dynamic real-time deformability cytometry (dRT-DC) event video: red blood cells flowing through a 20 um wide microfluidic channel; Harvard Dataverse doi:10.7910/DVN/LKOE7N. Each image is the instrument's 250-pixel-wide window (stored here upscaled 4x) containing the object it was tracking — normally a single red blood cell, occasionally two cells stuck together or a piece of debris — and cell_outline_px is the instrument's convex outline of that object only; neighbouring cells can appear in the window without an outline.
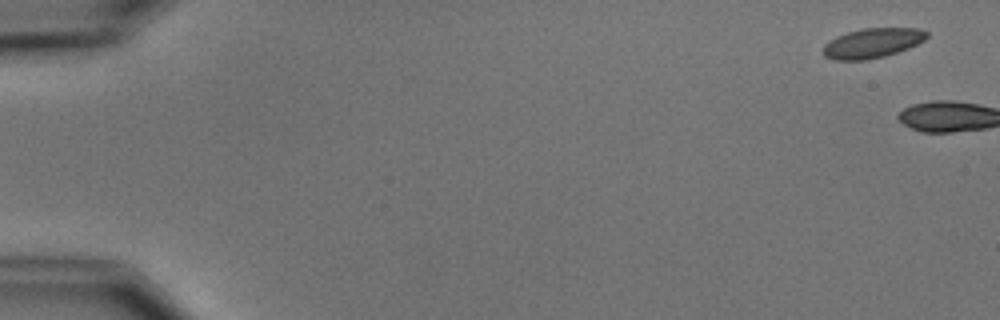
{"species": "common noctule bat (a hibernating species)", "species_latin": "Nyctalus noctula", "temperature_condition": "cold", "stored_images_in_passage": 7, "camera_frame_rate_fps": 3000, "um_per_image_px": 0.085, "animal": {"sex": "male", "body_mass_g": 15.6}, "frame": {"image": 1, "passage_image": 1, "time_ms": 0.0, "image_size_px": [1000, 320], "cell_outline_px": [[928, 36], [924, 40], [908, 48], [884, 56], [868, 60], [832, 60], [824, 56], [824, 44], [828, 40], [836, 36], [848, 32], [864, 28], [920, 28], [928, 32]], "centroid_in_image_um": [74.13, 3.66], "position_along_channel_um": 10.9, "area_um2": 17.98}}
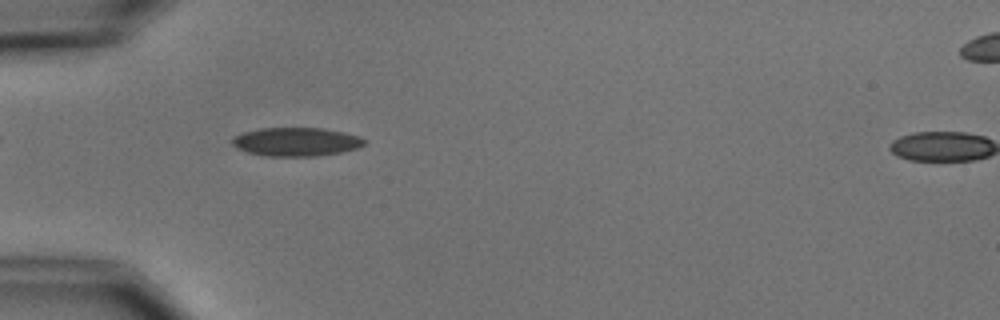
{"frame": {"image": 2, "passage_image": 6, "time_ms": 6.0, "image_size_px": [1000, 320], "cell_outline_px": [[364, 144], [356, 148], [340, 152], [316, 156], [268, 156], [248, 152], [236, 148], [232, 144], [232, 136], [244, 132], [260, 128], [324, 128], [344, 132], [360, 136], [364, 140]], "centroid_in_image_um": [25.15, 12.04], "position_along_channel_um": 59.9, "area_um2": 21.96}}